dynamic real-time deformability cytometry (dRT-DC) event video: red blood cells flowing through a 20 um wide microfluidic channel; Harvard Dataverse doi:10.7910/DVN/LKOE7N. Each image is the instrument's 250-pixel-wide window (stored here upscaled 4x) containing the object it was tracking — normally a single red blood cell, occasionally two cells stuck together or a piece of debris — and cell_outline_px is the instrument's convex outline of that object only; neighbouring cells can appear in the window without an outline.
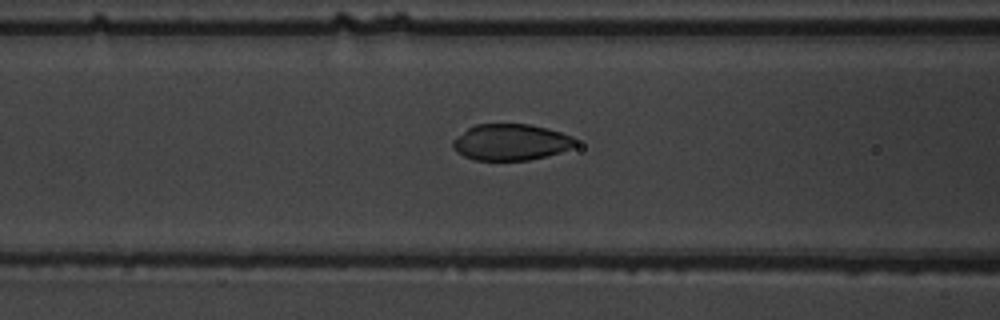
{"species": "common noctule bat (a hibernating species)", "species_latin": "Nyctalus noctula", "temperature_condition": "warm", "stored_images_in_passage": 42, "camera_frame_rate_fps": 3000, "um_per_image_px": 0.085, "animal": {"sex": "male", "body_mass_g": 19.5, "forearm_length_mm": 54.6}, "frame": {"image": 1, "passage_image": 11, "time_ms": 3.333, "image_size_px": [1000, 320], "cell_outline_px": [[576, 144], [572, 148], [560, 152], [528, 160], [476, 160], [464, 156], [456, 152], [452, 148], [452, 140], [468, 128], [476, 124], [528, 124], [560, 132], [572, 136], [576, 140]], "centroid_in_image_um": [43.39, 12.08], "position_along_channel_um": 123.2, "area_um2": 25.78}}
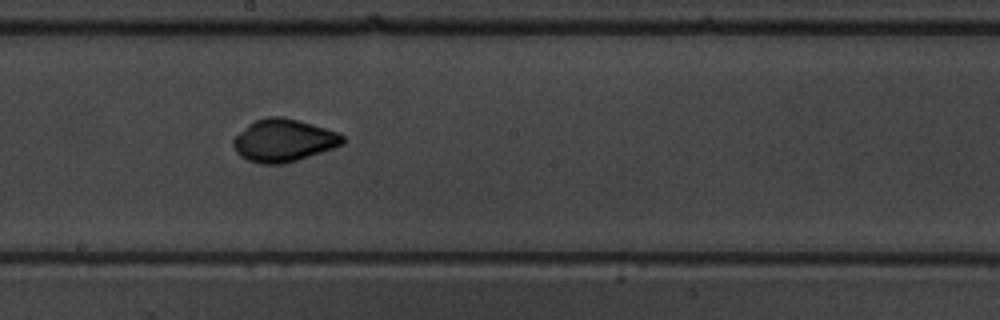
{"frame": {"image": 2, "passage_image": 19, "time_ms": 6.0, "image_size_px": [1000, 320], "cell_outline_px": [[344, 144], [284, 164], [260, 164], [248, 160], [240, 156], [236, 152], [232, 144], [232, 140], [248, 124], [256, 120], [268, 116], [280, 116], [300, 120], [336, 132], [344, 136]], "centroid_in_image_um": [24.07, 11.93], "position_along_channel_um": 224.1, "area_um2": 26.93}}
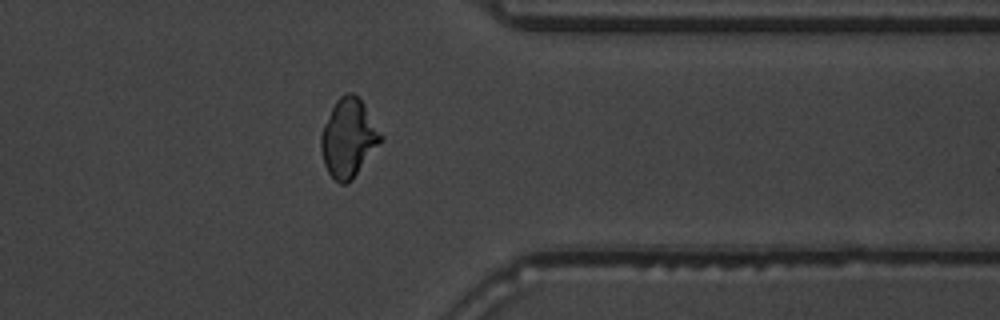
{"frame": {"image": 3, "passage_image": 32, "time_ms": 10.333, "image_size_px": [1000, 320], "cell_outline_px": [[384, 140], [352, 180], [344, 184], [340, 184], [328, 172], [324, 164], [320, 148], [320, 136], [324, 124], [336, 100], [340, 96], [348, 92], [352, 92], [364, 104], [384, 136]], "centroid_in_image_um": [29.64, 11.74], "position_along_channel_um": 381.8, "area_um2": 27.4}, "authors_computed_cell_mechanics": {"area_um2": 26.5591, "velocity_mm_per_s": 3.7863, "shape_relaxation_time_tau1_ms": 3.4261, "shape_relaxation_time_tau2_ms": null, "deformation_change_tau1": 0.1109, "deformation_change_tau2": null}}